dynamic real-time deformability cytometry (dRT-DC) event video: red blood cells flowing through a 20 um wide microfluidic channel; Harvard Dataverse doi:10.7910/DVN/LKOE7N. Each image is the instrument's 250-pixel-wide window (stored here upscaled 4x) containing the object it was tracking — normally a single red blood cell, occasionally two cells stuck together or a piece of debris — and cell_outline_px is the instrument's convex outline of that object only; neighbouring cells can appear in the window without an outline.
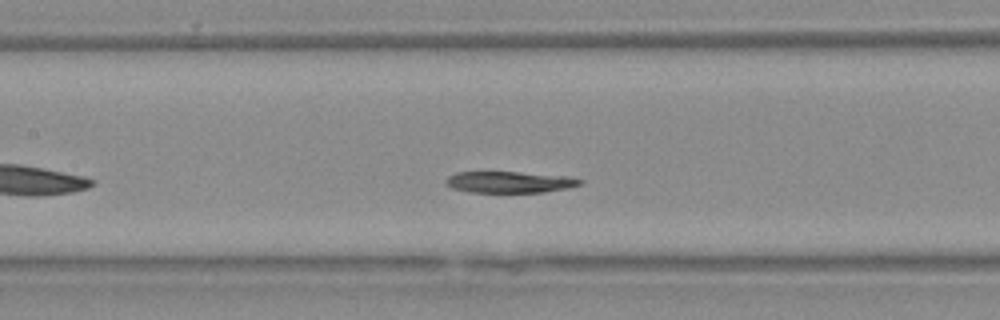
{"species": "Egyptian fruit bat (a non-hibernating species)", "species_latin": "Rousettus aegyptiacus", "temperature_condition": "warm", "stored_images_in_passage": 33, "camera_frame_rate_fps": 3000, "um_per_image_px": 0.085, "animal": {"sex": "female"}, "frame": {"image": 1, "passage_image": 10, "time_ms": 3.0, "image_size_px": [1000, 320], "cell_outline_px": [[584, 184], [568, 188], [544, 192], [468, 192], [452, 188], [444, 180], [448, 176], [456, 172], [520, 172], [568, 176], [584, 180]], "centroid_in_image_um": [43.35, 15.47], "position_along_channel_um": 164.0, "area_um2": 16.82}}
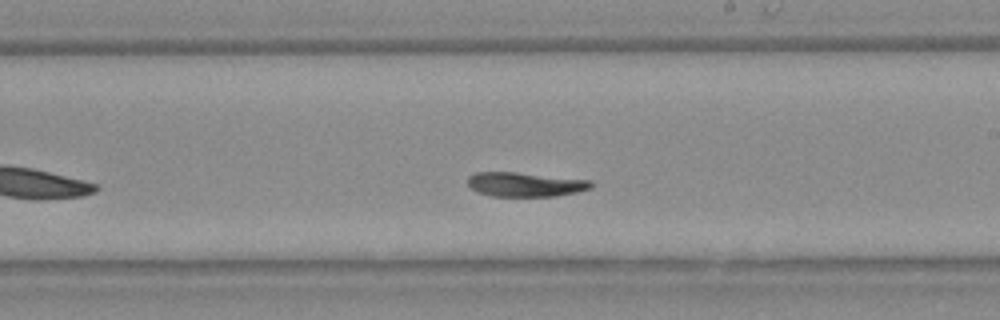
{"frame": {"image": 2, "passage_image": 15, "time_ms": 4.667, "image_size_px": [1000, 320], "cell_outline_px": [[592, 188], [576, 192], [556, 196], [492, 196], [476, 192], [468, 184], [468, 176], [476, 172], [516, 172], [592, 180]], "centroid_in_image_um": [44.64, 15.67], "position_along_channel_um": 244.4, "area_um2": 17.51}}
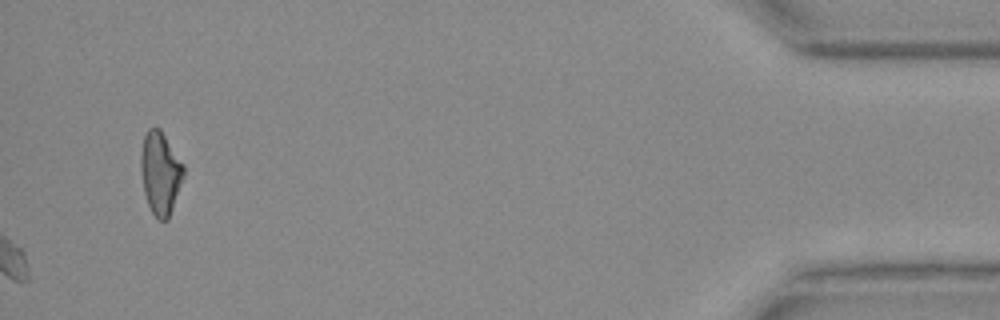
{"frame": {"image": 3, "passage_image": 33, "time_ms": 10.667, "image_size_px": [1000, 320], "cell_outline_px": [[184, 176], [168, 220], [160, 220], [152, 212], [148, 204], [144, 192], [140, 168], [140, 160], [144, 136], [148, 128], [160, 128], [184, 164]], "centroid_in_image_um": [13.63, 14.69], "position_along_channel_um": 421.6, "area_um2": 20.52}}